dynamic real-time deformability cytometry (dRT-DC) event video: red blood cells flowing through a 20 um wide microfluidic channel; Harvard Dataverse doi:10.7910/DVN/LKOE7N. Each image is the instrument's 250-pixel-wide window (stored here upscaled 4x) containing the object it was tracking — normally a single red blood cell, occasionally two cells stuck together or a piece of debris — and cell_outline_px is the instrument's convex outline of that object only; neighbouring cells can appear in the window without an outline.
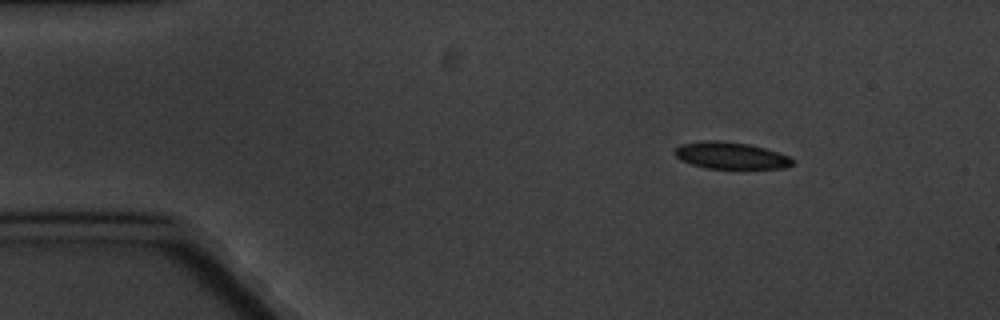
{"species": "common noctule bat (a hibernating species)", "species_latin": "Nyctalus noctula", "temperature_condition": "cold", "stored_images_in_passage": 5, "segment_of_instrument_passage": [1, 2], "camera_frame_rate_fps": 3000, "um_per_image_px": 0.085, "animal": {"sex": "male", "body_mass_g": 20.1, "forearm_length_mm": 53.5}, "frame": {"image": 1, "passage_image": 2, "time_ms": 1.333, "image_size_px": [1000, 320], "cell_outline_px": [[796, 164], [784, 168], [708, 168], [692, 164], [680, 160], [672, 152], [680, 144], [704, 140], [720, 140], [748, 144], [764, 148], [788, 156], [796, 160]], "centroid_in_image_um": [62.11, 13.21], "position_along_channel_um": 22.9, "area_um2": 18.44}}